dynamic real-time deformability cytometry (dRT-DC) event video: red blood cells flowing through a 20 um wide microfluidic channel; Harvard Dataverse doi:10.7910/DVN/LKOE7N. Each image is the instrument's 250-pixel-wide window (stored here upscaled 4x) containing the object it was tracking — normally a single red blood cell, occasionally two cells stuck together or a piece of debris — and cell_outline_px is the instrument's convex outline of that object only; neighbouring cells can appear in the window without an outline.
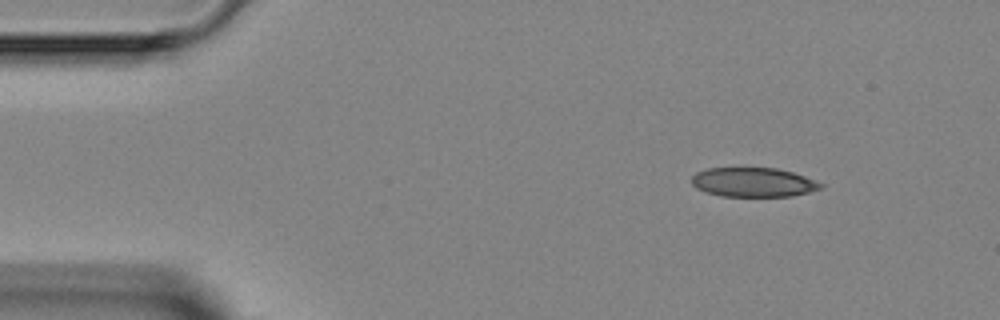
{"species": "Egyptian fruit bat (a non-hibernating species)", "species_latin": "Rousettus aegyptiacus", "temperature_condition": "room temperature", "stored_images_in_passage": 3, "camera_frame_rate_fps": 3000, "um_per_image_px": 0.085, "animal": {"sex": "female"}, "frame": {"image": 1, "passage_image": 1, "time_ms": 0.0, "image_size_px": [1000, 320], "cell_outline_px": [[824, 184], [820, 188], [808, 192], [792, 196], [720, 196], [704, 192], [696, 188], [692, 184], [692, 176], [696, 172], [708, 168], [776, 168], [792, 172], [804, 176]], "centroid_in_image_um": [63.99, 15.49], "position_along_channel_um": 21.0, "area_um2": 21.96}}